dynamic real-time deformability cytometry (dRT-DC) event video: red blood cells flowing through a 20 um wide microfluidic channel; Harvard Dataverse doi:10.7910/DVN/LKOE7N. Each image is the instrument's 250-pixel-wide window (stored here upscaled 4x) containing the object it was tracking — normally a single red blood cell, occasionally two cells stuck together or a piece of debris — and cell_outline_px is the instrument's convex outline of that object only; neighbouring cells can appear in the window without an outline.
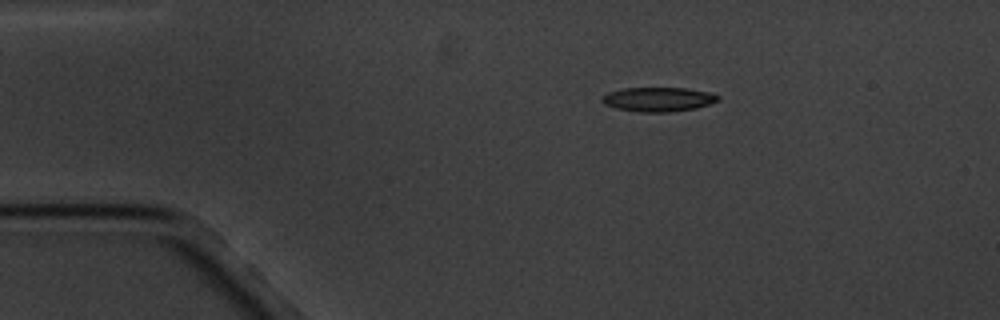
{"species": "common noctule bat (a hibernating species)", "species_latin": "Nyctalus noctula", "temperature_condition": "cold", "stored_images_in_passage": 5, "camera_frame_rate_fps": 3000, "um_per_image_px": 0.085, "animal": {"sex": "male", "body_mass_g": 20.1, "forearm_length_mm": 53.5}, "frame": {"image": 1, "passage_image": 2, "time_ms": 1.333, "image_size_px": [1000, 320], "cell_outline_px": [[720, 100], [696, 108], [668, 112], [640, 112], [616, 108], [604, 104], [600, 100], [608, 92], [624, 88], [688, 88], [712, 92], [720, 96]], "centroid_in_image_um": [55.98, 8.44], "position_along_channel_um": 29.0, "area_um2": 16.47}}
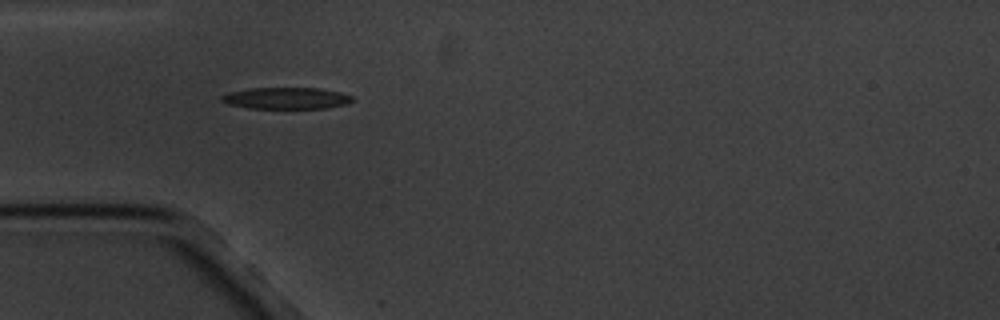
{"frame": {"image": 2, "passage_image": 4, "time_ms": 3.667, "image_size_px": [1000, 320], "cell_outline_px": [[352, 100], [344, 104], [324, 108], [248, 108], [228, 104], [220, 100], [220, 96], [228, 92], [248, 88], [316, 88], [340, 92], [352, 96]], "centroid_in_image_um": [24.25, 8.34], "position_along_channel_um": 60.7, "area_um2": 16.3}}
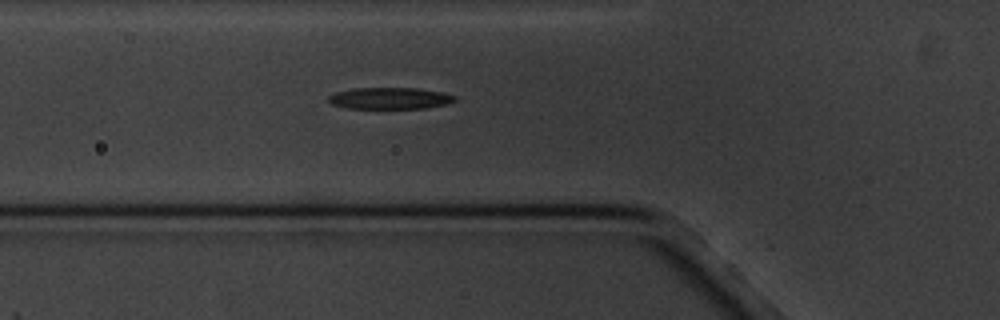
{"frame": {"image": 3, "passage_image": 5, "time_ms": 4.667, "image_size_px": [1000, 320], "cell_outline_px": [[456, 100], [448, 104], [424, 108], [344, 108], [332, 104], [328, 100], [328, 96], [336, 92], [352, 88], [416, 88], [444, 92], [456, 96]], "centroid_in_image_um": [33.15, 8.35], "position_along_channel_um": 92.7, "area_um2": 15.95}}